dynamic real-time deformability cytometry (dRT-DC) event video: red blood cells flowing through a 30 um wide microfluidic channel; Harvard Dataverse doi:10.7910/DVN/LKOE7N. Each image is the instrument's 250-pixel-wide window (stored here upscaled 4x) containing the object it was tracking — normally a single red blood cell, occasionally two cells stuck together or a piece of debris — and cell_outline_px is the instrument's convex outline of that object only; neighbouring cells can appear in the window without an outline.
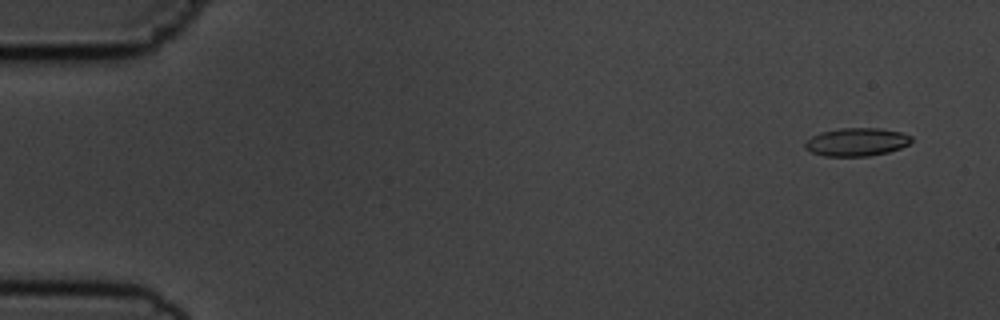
{"species": "common noctule bat (a hibernating species)", "species_latin": "Nyctalus noctula", "temperature_condition": "cold", "stored_images_in_passage": 5, "camera_frame_rate_fps": 3000, "um_per_image_px": 0.085, "animal": {"sex": "male", "body_mass_g": 19.5, "forearm_length_mm": 54.6}, "frame": {"image": 1, "passage_image": 2, "time_ms": 1.0, "image_size_px": [1000, 320], "cell_outline_px": [[912, 140], [908, 144], [900, 148], [888, 152], [868, 156], [824, 156], [812, 152], [804, 148], [804, 144], [812, 136], [820, 132], [840, 128], [880, 128], [900, 132], [912, 136]], "centroid_in_image_um": [72.8, 12.06], "position_along_channel_um": 12.2, "area_um2": 17.4}}
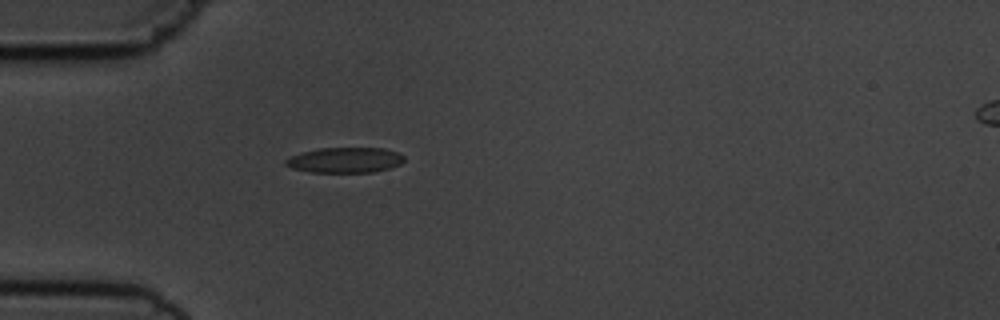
{"frame": {"image": 2, "passage_image": 5, "time_ms": 5.333, "image_size_px": [1000, 320], "cell_outline_px": [[404, 160], [400, 164], [388, 168], [372, 172], [312, 172], [292, 168], [284, 164], [284, 160], [292, 156], [304, 152], [320, 148], [384, 148], [396, 152], [404, 156]], "centroid_in_image_um": [29.33, 13.6], "position_along_channel_um": 55.7, "area_um2": 17.28}}